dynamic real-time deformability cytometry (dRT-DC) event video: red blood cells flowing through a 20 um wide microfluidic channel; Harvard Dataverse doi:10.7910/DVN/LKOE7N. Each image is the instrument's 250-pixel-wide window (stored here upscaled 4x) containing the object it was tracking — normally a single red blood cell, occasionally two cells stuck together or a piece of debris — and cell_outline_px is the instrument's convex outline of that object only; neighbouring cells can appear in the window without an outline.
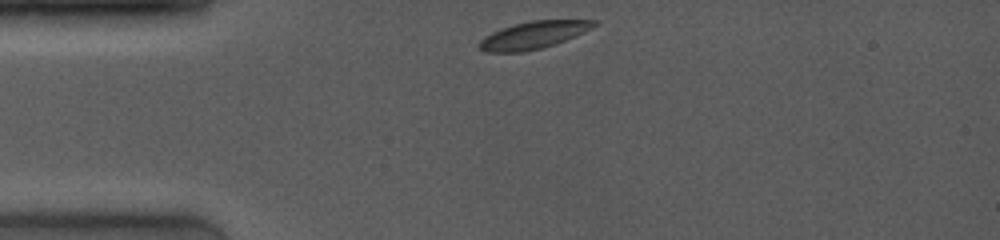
{"species": "common noctule bat (a hibernating species)", "species_latin": "Nyctalus noctula", "temperature_condition": "room temperature", "stored_images_in_passage": 16, "camera_frame_rate_fps": 4000, "um_per_image_px": 0.085, "animal": {"sex": "female", "body_mass_g": 19.0, "forearm_length_mm": 53.3}, "frame": {"image": 1, "passage_image": 1, "time_ms": 0.0, "image_size_px": [1000, 240], "cell_outline_px": [[596, 24], [592, 28], [556, 44], [524, 52], [484, 52], [476, 48], [476, 44], [484, 36], [492, 32], [516, 24], [532, 20], [596, 20]], "centroid_in_image_um": [45.27, 3.0], "position_along_channel_um": 39.7, "area_um2": 18.21}}
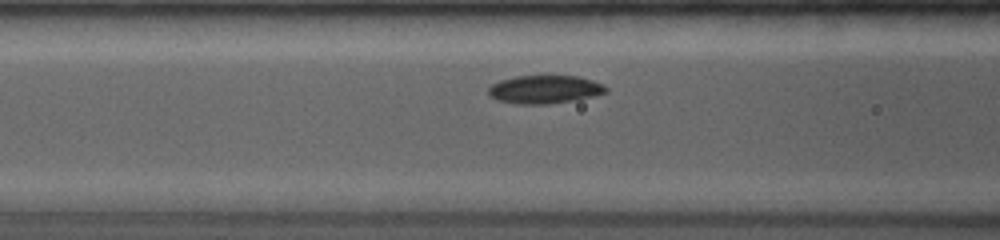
{"frame": {"image": 2, "passage_image": 15, "time_ms": 2.75, "image_size_px": [1000, 240], "cell_outline_px": [[608, 92], [596, 96], [576, 100], [548, 104], [516, 104], [496, 100], [488, 96], [488, 88], [492, 84], [500, 80], [516, 76], [580, 76], [604, 84], [608, 88]], "centroid_in_image_um": [46.32, 7.61], "position_along_channel_um": 120.3, "area_um2": 19.65}}